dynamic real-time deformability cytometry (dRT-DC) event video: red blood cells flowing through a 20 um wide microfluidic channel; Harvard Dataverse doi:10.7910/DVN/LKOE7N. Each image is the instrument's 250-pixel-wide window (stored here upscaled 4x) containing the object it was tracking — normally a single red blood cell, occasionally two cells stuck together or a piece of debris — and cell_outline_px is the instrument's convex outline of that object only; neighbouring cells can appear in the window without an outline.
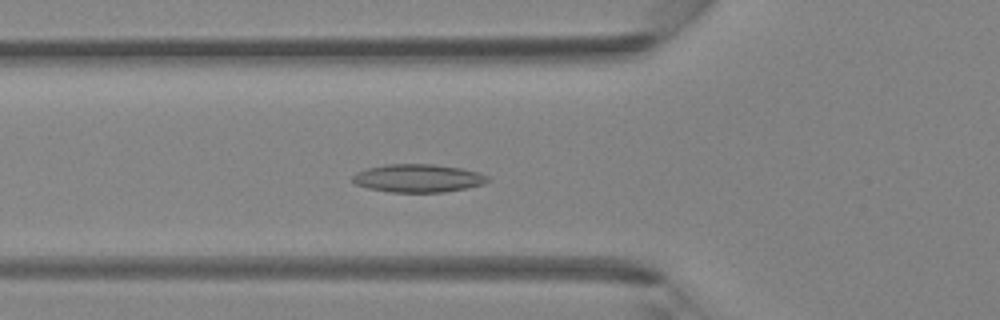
{"species": "Egyptian fruit bat (a non-hibernating species)", "species_latin": "Rousettus aegyptiacus", "temperature_condition": "room temperature", "stored_images_in_passage": 34, "camera_frame_rate_fps": 3000, "um_per_image_px": 0.085, "animal": {"sex": "female"}, "frame": {"image": 1, "passage_image": 8, "time_ms": 2.333, "image_size_px": [1000, 320], "cell_outline_px": [[492, 180], [484, 184], [468, 188], [444, 192], [388, 192], [368, 188], [356, 184], [352, 180], [352, 176], [356, 172], [364, 168], [384, 164], [432, 164], [460, 168], [480, 172], [488, 176]], "centroid_in_image_um": [35.54, 15.14], "position_along_channel_um": 90.3, "area_um2": 22.43}}
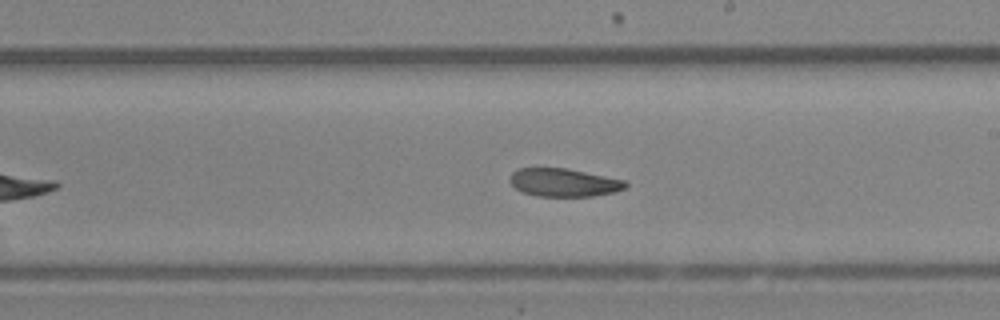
{"frame": {"image": 2, "passage_image": 18, "time_ms": 5.667, "image_size_px": [1000, 320], "cell_outline_px": [[628, 184], [624, 188], [616, 192], [592, 196], [536, 196], [520, 192], [508, 180], [512, 172], [516, 168], [568, 168], [624, 180]], "centroid_in_image_um": [47.89, 15.51], "position_along_channel_um": 241.1, "area_um2": 19.07}}
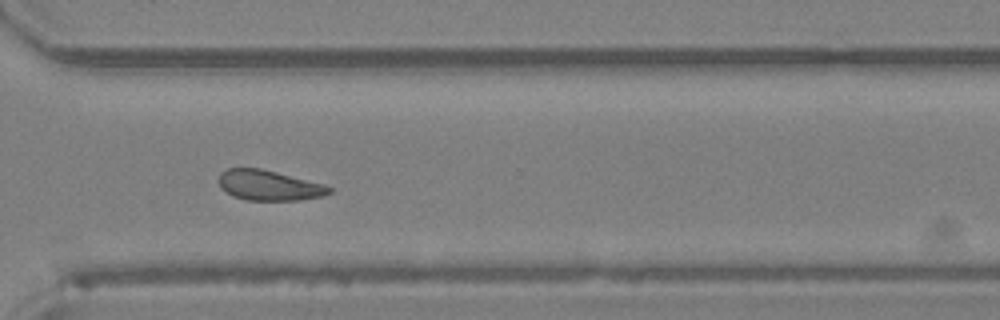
{"frame": {"image": 3, "passage_image": 25, "time_ms": 8.0, "image_size_px": [1000, 320], "cell_outline_px": [[332, 192], [320, 196], [300, 200], [244, 200], [232, 196], [220, 188], [220, 172], [228, 168], [260, 168], [324, 184], [332, 188]], "centroid_in_image_um": [22.84, 15.76], "position_along_channel_um": 347.8, "area_um2": 19.36}}